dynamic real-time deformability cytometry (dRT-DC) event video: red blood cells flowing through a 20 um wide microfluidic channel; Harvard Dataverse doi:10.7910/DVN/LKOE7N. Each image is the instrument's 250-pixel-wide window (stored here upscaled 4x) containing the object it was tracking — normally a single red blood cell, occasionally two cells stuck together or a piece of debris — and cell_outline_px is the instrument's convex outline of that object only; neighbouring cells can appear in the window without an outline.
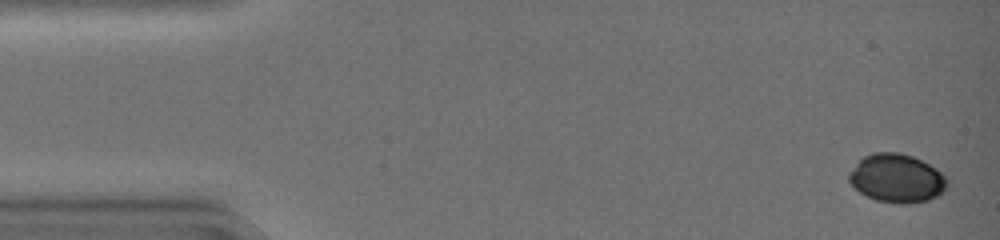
{"species": "common noctule bat (a hibernating species)", "species_latin": "Nyctalus noctula", "temperature_condition": "warm", "stored_images_in_passage": 21, "camera_frame_rate_fps": 3000, "um_per_image_px": 0.085, "animal": {"sex": "female", "body_mass_g": 19.0, "forearm_length_mm": 51.5}, "frame": {"image": 1, "passage_image": 2, "time_ms": 0.333, "image_size_px": [1000, 240], "cell_outline_px": [[948, 184], [936, 196], [928, 200], [908, 204], [900, 204], [876, 200], [860, 192], [848, 180], [848, 172], [864, 156], [872, 152], [900, 152], [912, 156], [936, 168], [948, 180]], "centroid_in_image_um": [76.2, 15.15], "position_along_channel_um": 8.8, "area_um2": 27.57}}
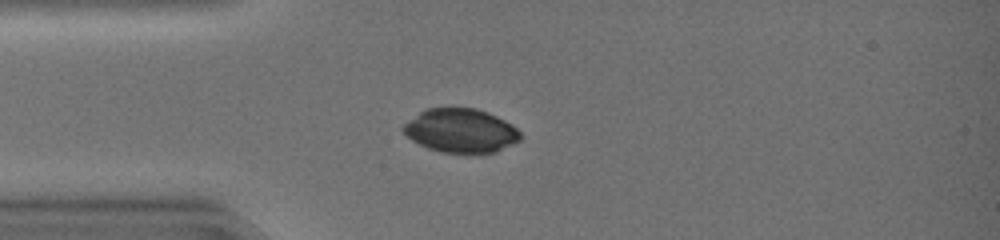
{"frame": {"image": 2, "passage_image": 13, "time_ms": 4.0, "image_size_px": [1000, 240], "cell_outline_px": [[520, 140], [496, 152], [476, 156], [468, 156], [440, 152], [428, 148], [412, 140], [400, 128], [404, 124], [424, 108], [452, 104], [476, 108], [488, 112], [512, 124], [520, 132]], "centroid_in_image_um": [39.16, 11.1], "position_along_channel_um": 45.8, "area_um2": 31.39}}